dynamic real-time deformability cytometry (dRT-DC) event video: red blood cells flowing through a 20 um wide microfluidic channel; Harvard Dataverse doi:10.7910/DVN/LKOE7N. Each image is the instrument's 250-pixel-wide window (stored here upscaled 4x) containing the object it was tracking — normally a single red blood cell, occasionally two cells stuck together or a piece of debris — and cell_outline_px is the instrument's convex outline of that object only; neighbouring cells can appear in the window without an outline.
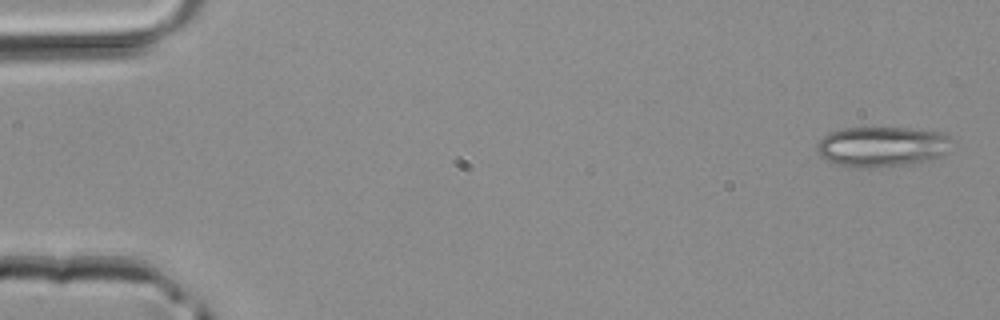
{"species": "common noctule bat (a hibernating species)", "species_latin": "Nyctalus noctula", "temperature_condition": "room temperature", "stored_images_in_passage": 4, "camera_frame_rate_fps": 3000, "um_per_image_px": 0.085, "animal": {"sex": "male", "body_mass_g": 20.4}, "frame": {"image": 1, "passage_image": 1, "time_ms": 0.0, "image_size_px": [1000, 320], "cell_outline_px": [[952, 140], [944, 152], [940, 156], [932, 160], [908, 164], [876, 168], [872, 168], [836, 164], [820, 156], [816, 152], [816, 144], [828, 132], [844, 128], [908, 128], [940, 132], [952, 136]], "centroid_in_image_um": [74.95, 12.46], "position_along_channel_um": 10.0, "area_um2": 31.62}}